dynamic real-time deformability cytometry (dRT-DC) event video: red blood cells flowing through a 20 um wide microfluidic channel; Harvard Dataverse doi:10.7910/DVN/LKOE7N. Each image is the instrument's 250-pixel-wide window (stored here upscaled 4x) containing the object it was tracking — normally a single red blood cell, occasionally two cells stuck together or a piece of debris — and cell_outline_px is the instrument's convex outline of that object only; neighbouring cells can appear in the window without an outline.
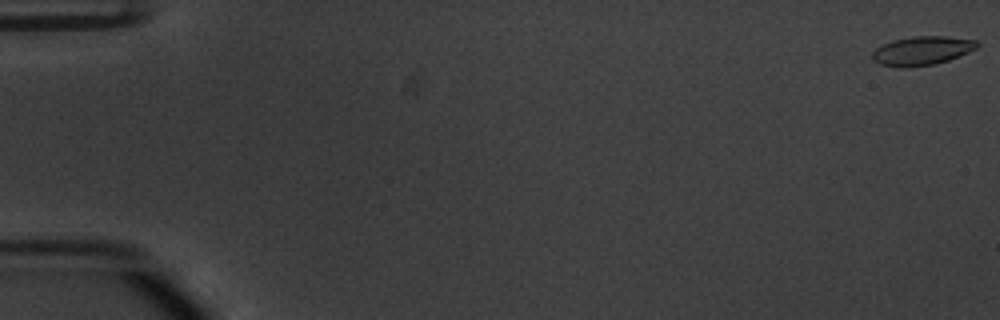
{"species": "common noctule bat (a hibernating species)", "species_latin": "Nyctalus noctula", "temperature_condition": "warm", "stored_images_in_passage": 14, "camera_frame_rate_fps": 3000, "um_per_image_px": 0.085, "animal": {"sex": "male", "body_mass_g": 20.1, "forearm_length_mm": 53.5}, "frame": {"image": 1, "passage_image": 1, "time_ms": 0.0, "image_size_px": [1000, 320], "cell_outline_px": [[980, 44], [976, 48], [968, 52], [948, 60], [932, 64], [908, 68], [900, 68], [880, 64], [872, 60], [872, 52], [876, 48], [892, 40], [912, 36], [944, 36], [976, 40]], "centroid_in_image_um": [78.34, 4.31], "position_along_channel_um": 6.7, "area_um2": 17.63}}